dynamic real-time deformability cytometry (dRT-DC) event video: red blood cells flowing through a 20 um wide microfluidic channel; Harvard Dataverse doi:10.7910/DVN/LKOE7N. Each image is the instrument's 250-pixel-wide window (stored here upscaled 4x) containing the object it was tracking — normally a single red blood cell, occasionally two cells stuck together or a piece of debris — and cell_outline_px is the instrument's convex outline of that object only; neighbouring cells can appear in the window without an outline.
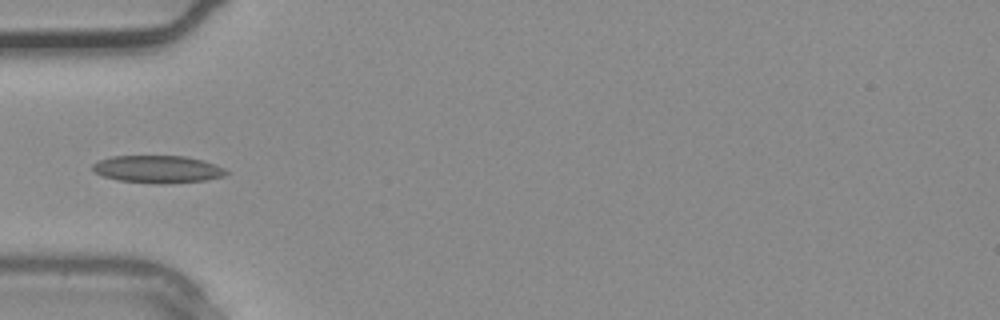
{"species": "common noctule bat (a hibernating species)", "species_latin": "Nyctalus noctula", "temperature_condition": "warm", "stored_images_in_passage": 27, "camera_frame_rate_fps": 3000, "um_per_image_px": 0.085, "animal": {"sex": "male", "body_mass_g": 20.4}, "frame": {"image": 1, "passage_image": 5, "time_ms": 1.333, "image_size_px": [1000, 320], "cell_outline_px": [[232, 172], [224, 176], [204, 180], [164, 184], [152, 184], [120, 180], [104, 176], [92, 172], [92, 164], [100, 160], [112, 156], [188, 156], [204, 160], [216, 164]], "centroid_in_image_um": [13.44, 14.38], "position_along_channel_um": 71.6, "area_um2": 21.62}}